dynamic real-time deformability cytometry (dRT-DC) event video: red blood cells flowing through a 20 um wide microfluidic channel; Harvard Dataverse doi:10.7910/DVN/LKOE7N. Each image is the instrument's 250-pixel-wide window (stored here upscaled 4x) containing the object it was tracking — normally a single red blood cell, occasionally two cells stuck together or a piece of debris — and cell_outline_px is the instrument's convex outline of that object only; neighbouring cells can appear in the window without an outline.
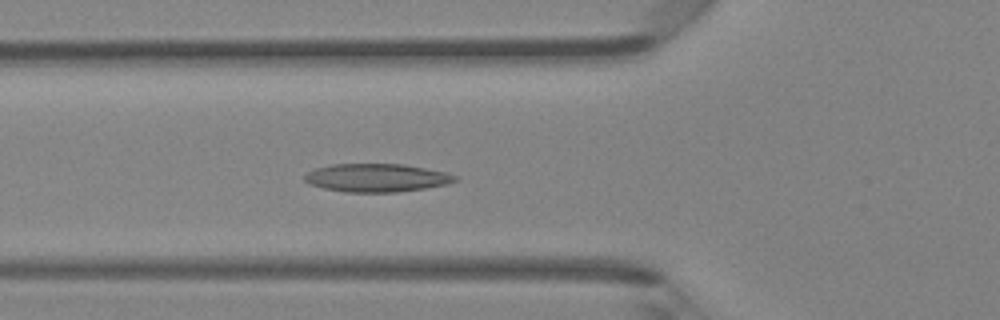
{"species": "Egyptian fruit bat (a non-hibernating species)", "species_latin": "Rousettus aegyptiacus", "temperature_condition": "room temperature", "stored_images_in_passage": 35, "camera_frame_rate_fps": 3000, "um_per_image_px": 0.085, "animal": {"sex": "female"}, "frame": {"image": 1, "passage_image": 7, "time_ms": 2.0, "image_size_px": [1000, 320], "cell_outline_px": [[460, 180], [448, 184], [424, 188], [396, 192], [344, 192], [324, 188], [308, 184], [304, 180], [304, 176], [308, 172], [316, 168], [332, 164], [404, 164], [444, 172], [456, 176]], "centroid_in_image_um": [32.0, 15.11], "position_along_channel_um": 93.8, "area_um2": 24.68}}
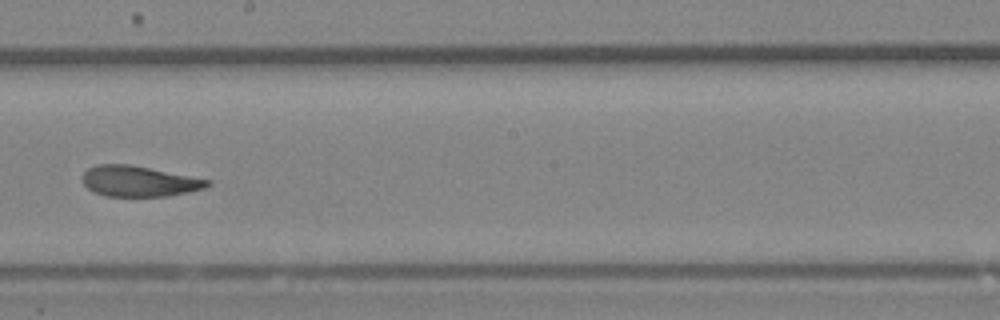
{"frame": {"image": 2, "passage_image": 17, "time_ms": 5.333, "image_size_px": [1000, 320], "cell_outline_px": [[212, 184], [204, 188], [188, 192], [168, 196], [104, 196], [92, 192], [84, 184], [84, 172], [88, 168], [96, 164], [128, 164], [212, 180]], "centroid_in_image_um": [11.82, 15.41], "position_along_channel_um": 236.4, "area_um2": 22.25}}
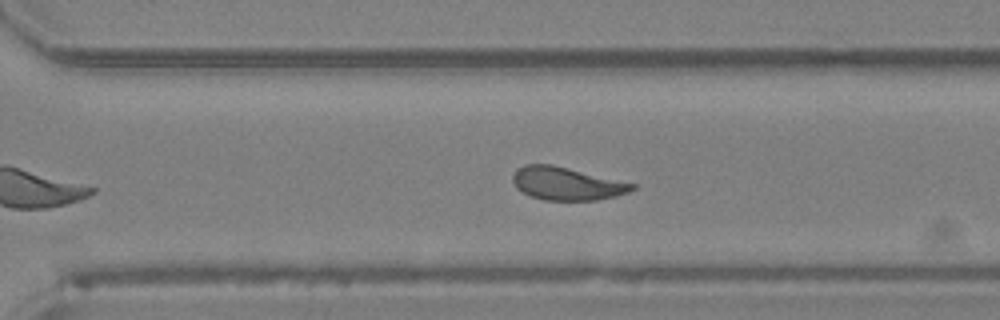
{"frame": {"image": 3, "passage_image": 23, "time_ms": 7.333, "image_size_px": [1000, 320], "cell_outline_px": [[636, 188], [628, 192], [616, 196], [596, 200], [544, 200], [532, 196], [516, 188], [512, 180], [512, 176], [524, 164], [552, 164], [636, 184]], "centroid_in_image_um": [48.18, 15.6], "position_along_channel_um": 322.4, "area_um2": 22.72}, "authors_computed_cell_mechanics": {"area_um2": 23.2934, "velocity_mm_per_s": 4.2884, "shape_relaxation_time_tau1_ms": 4.666, "shape_relaxation_time_tau2_ms": 1.5682, "deformation_change_tau1": 0.1525, "deformation_change_tau2": 0.0909}}